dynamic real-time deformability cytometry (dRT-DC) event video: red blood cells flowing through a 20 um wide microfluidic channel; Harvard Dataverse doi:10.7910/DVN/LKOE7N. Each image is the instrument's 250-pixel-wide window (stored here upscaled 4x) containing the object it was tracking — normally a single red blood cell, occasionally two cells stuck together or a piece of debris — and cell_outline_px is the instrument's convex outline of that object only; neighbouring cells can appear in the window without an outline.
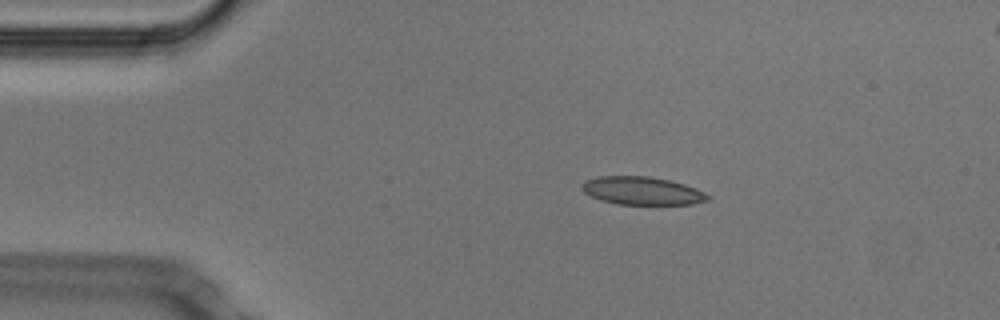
{"species": "Egyptian fruit bat (a non-hibernating species)", "species_latin": "Rousettus aegyptiacus", "temperature_condition": "cold", "stored_images_in_passage": 44, "camera_frame_rate_fps": 3000, "um_per_image_px": 0.085, "animal": {"sex": "male"}, "frame": {"image": 1, "passage_image": 1, "time_ms": 0.0, "image_size_px": [1000, 320], "cell_outline_px": [[712, 196], [708, 200], [692, 204], [616, 204], [600, 200], [584, 192], [580, 188], [580, 184], [584, 180], [600, 176], [648, 176], [668, 180], [684, 184], [704, 192]], "centroid_in_image_um": [54.54, 16.21], "position_along_channel_um": 30.5, "area_um2": 20.58}}
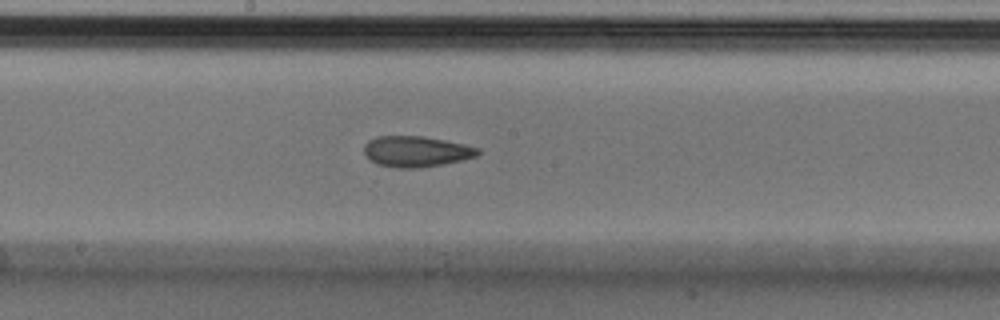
{"frame": {"image": 2, "passage_image": 19, "time_ms": 6.0, "image_size_px": [1000, 320], "cell_outline_px": [[480, 152], [476, 156], [464, 160], [420, 168], [396, 168], [376, 164], [368, 160], [364, 152], [364, 144], [368, 140], [376, 136], [424, 136], [464, 144], [480, 148]], "centroid_in_image_um": [35.35, 12.88], "position_along_channel_um": 212.9, "area_um2": 20.69}}
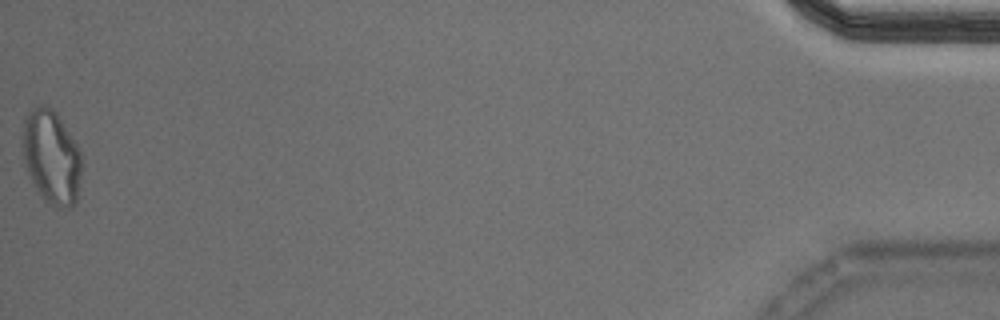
{"frame": {"image": 3, "passage_image": 44, "time_ms": 14.333, "image_size_px": [1000, 320], "cell_outline_px": [[80, 172], [76, 204], [72, 208], [56, 208], [44, 200], [36, 192], [28, 172], [24, 160], [20, 144], [20, 136], [24, 116], [28, 112], [40, 104], [44, 104], [52, 108], [56, 112], [80, 148]], "centroid_in_image_um": [4.33, 13.33], "position_along_channel_um": 430.9, "area_um2": 33.0}, "authors_computed_cell_mechanics": {"area_um2": 21.0392, "velocity_mm_per_s": 3.7947, "shape_relaxation_time_tau1_ms": null, "shape_relaxation_time_tau2_ms": 3.2273, "deformation_change_tau1": null, "deformation_change_tau2": 0.1089}}